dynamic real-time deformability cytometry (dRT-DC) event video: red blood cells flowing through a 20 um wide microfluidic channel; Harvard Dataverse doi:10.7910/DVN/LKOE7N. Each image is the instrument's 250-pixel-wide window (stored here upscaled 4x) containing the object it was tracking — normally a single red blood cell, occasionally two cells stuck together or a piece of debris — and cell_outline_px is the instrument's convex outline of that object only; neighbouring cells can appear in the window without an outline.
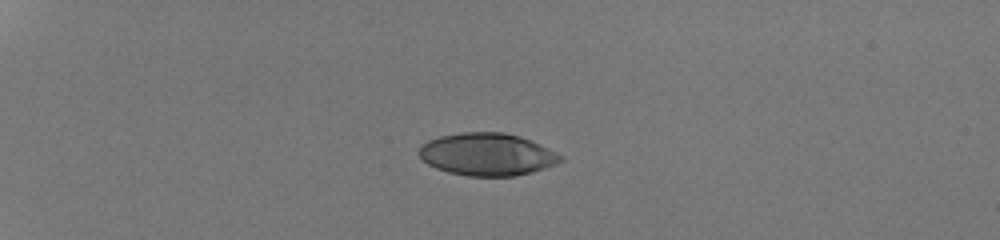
{"species": "human", "species_latin": "Homo sapiens", "temperature_condition": "room temperature", "stored_images_in_passage": 38, "camera_frame_rate_fps": 3000, "um_per_image_px": 0.085, "donor": {"sex": "male"}, "frame": {"image": 1, "passage_image": 1, "time_ms": 0.0, "image_size_px": [1000, 240], "cell_outline_px": [[564, 160], [556, 164], [532, 172], [516, 176], [468, 176], [448, 172], [436, 168], [428, 164], [416, 152], [420, 144], [428, 140], [440, 136], [460, 132], [504, 132], [520, 136], [532, 140], [564, 156]], "centroid_in_image_um": [41.4, 13.11], "position_along_channel_um": 43.6, "area_um2": 35.37}}
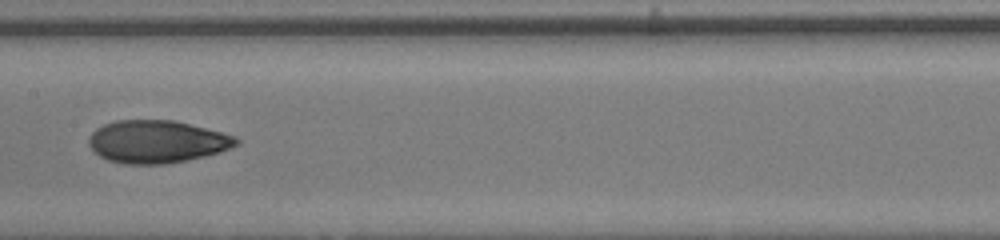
{"frame": {"image": 2, "passage_image": 17, "time_ms": 5.333, "image_size_px": [1000, 240], "cell_outline_px": [[240, 144], [232, 148], [220, 152], [204, 156], [164, 164], [124, 164], [108, 160], [100, 156], [88, 144], [88, 136], [96, 128], [104, 124], [116, 120], [172, 120], [236, 136], [240, 140]], "centroid_in_image_um": [13.33, 12.04], "position_along_channel_um": 194.1, "area_um2": 36.53}}
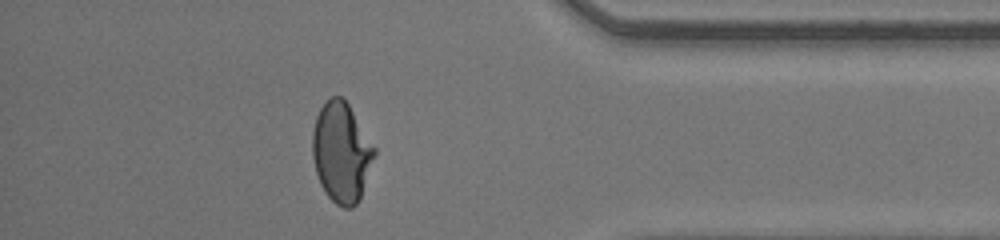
{"frame": {"image": 3, "passage_image": 33, "time_ms": 10.667, "image_size_px": [1000, 240], "cell_outline_px": [[376, 156], [360, 200], [352, 208], [344, 208], [336, 204], [324, 192], [320, 184], [316, 172], [312, 156], [312, 132], [316, 116], [320, 108], [332, 96], [340, 96], [348, 104], [376, 148]], "centroid_in_image_um": [29.03, 12.98], "position_along_channel_um": 406.2, "area_um2": 36.3}, "authors_computed_cell_mechanics": {"area_um2": 35.7204, "velocity_mm_per_s": 4.2841, "shape_relaxation_time_tau1_ms": null, "shape_relaxation_time_tau2_ms": 0.8972, "deformation_change_tau1": null, "deformation_change_tau2": 0.0568}}